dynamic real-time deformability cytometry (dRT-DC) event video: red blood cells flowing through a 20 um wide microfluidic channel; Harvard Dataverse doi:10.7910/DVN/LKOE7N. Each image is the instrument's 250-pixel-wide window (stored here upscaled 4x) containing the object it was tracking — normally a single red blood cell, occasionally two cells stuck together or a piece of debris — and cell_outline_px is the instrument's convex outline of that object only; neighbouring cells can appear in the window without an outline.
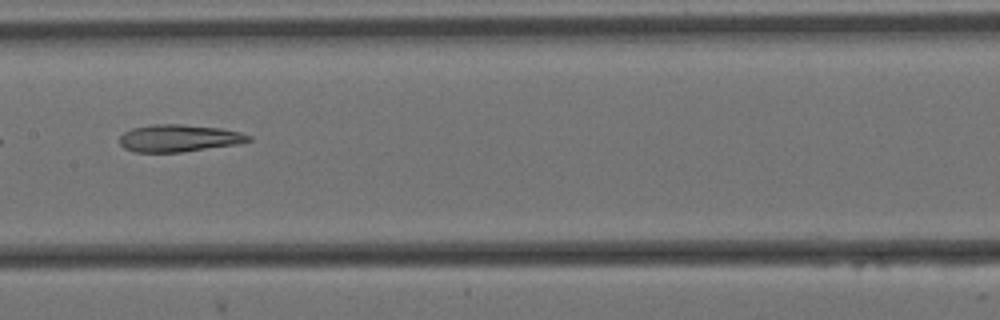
{"species": "Egyptian fruit bat (a non-hibernating species)", "species_latin": "Rousettus aegyptiacus", "temperature_condition": "cold", "stored_images_in_passage": 14, "camera_frame_rate_fps": 3000, "um_per_image_px": 0.085, "animal": {"sex": "female"}, "frame": {"image": 1, "passage_image": 7, "time_ms": 2.0, "image_size_px": [1000, 320], "cell_outline_px": [[252, 140], [236, 144], [180, 152], [136, 152], [124, 148], [120, 144], [120, 136], [124, 132], [132, 128], [152, 124], [180, 124], [220, 128], [240, 132], [252, 136]], "centroid_in_image_um": [15.19, 11.74], "position_along_channel_um": 192.2, "area_um2": 20.35}}
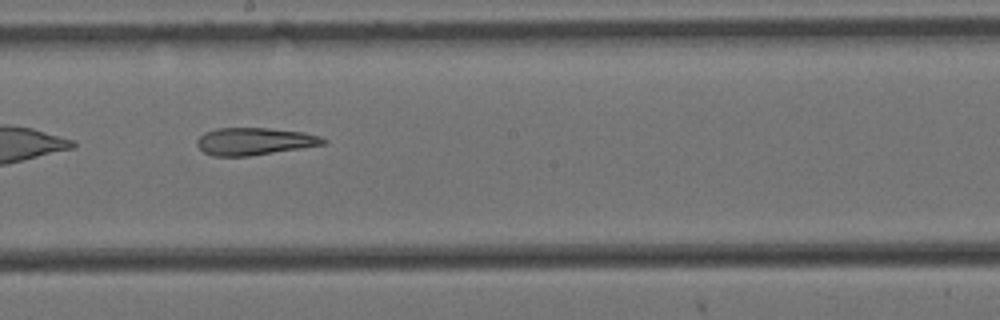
{"frame": {"image": 2, "passage_image": 8, "time_ms": 2.333, "image_size_px": [1000, 320], "cell_outline_px": [[328, 140], [324, 144], [300, 148], [248, 156], [212, 156], [204, 152], [196, 144], [196, 140], [204, 132], [216, 128], [268, 128], [304, 132], [320, 136]], "centroid_in_image_um": [21.6, 12.01], "position_along_channel_um": 226.6, "area_um2": 20.06}}
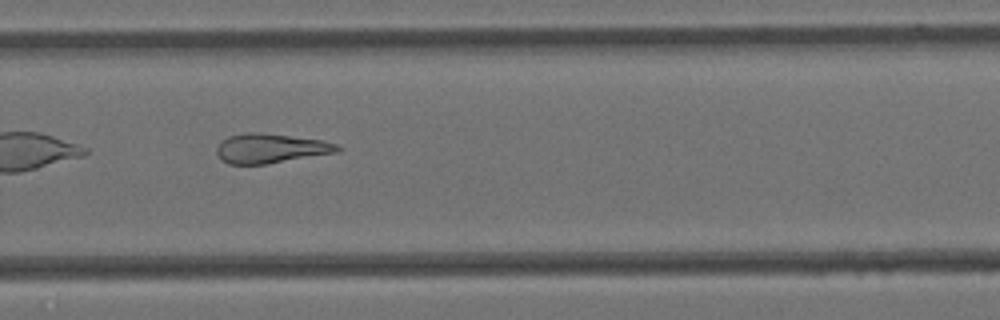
{"frame": {"image": 3, "passage_image": 10, "time_ms": 3.0, "image_size_px": [1000, 320], "cell_outline_px": [[340, 148], [336, 152], [264, 164], [228, 164], [220, 160], [216, 152], [216, 148], [228, 136], [244, 132], [260, 132], [324, 140], [336, 144]], "centroid_in_image_um": [22.95, 12.6], "position_along_channel_um": 306.9, "area_um2": 20.58}}